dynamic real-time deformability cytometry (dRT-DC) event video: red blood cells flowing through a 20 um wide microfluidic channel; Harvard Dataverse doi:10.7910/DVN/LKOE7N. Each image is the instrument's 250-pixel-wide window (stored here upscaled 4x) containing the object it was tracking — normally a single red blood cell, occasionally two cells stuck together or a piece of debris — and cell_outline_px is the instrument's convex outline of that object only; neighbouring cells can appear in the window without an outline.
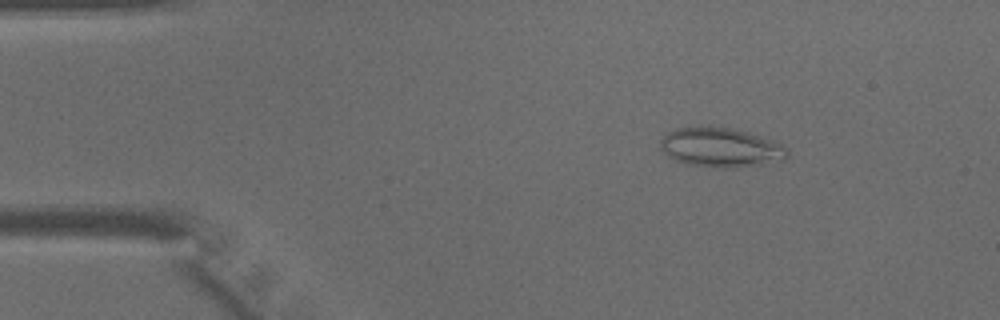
{"species": "common noctule bat (a hibernating species)", "species_latin": "Nyctalus noctula", "temperature_condition": "warm", "stored_images_in_passage": 44, "camera_frame_rate_fps": 3000, "um_per_image_px": 0.085, "animal": {"sex": "male", "body_mass_g": 15.6}, "frame": {"image": 1, "passage_image": 6, "time_ms": 1.667, "image_size_px": [1000, 320], "cell_outline_px": [[788, 156], [784, 160], [736, 168], [720, 168], [688, 164], [676, 160], [668, 156], [660, 148], [660, 140], [668, 132], [676, 128], [696, 124], [708, 124], [732, 128], [748, 132], [784, 144], [788, 148]], "centroid_in_image_um": [61.25, 12.5], "position_along_channel_um": 23.7, "area_um2": 29.88}}
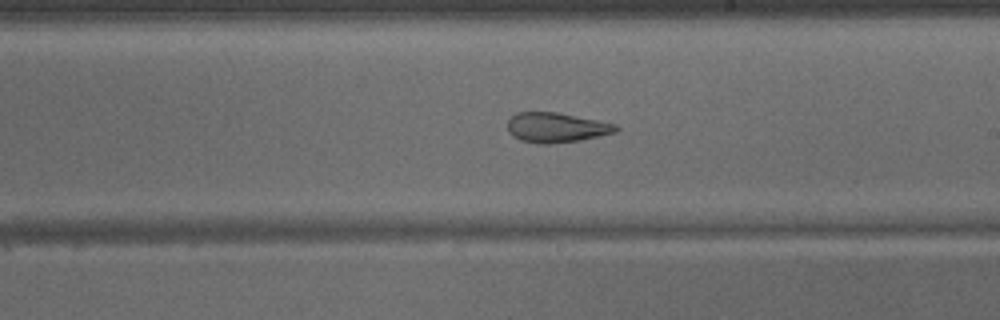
{"frame": {"image": 2, "passage_image": 25, "time_ms": 8.0, "image_size_px": [1000, 320], "cell_outline_px": [[620, 128], [616, 132], [580, 140], [552, 144], [540, 144], [524, 140], [512, 136], [508, 132], [508, 120], [516, 112], [556, 112], [616, 124]], "centroid_in_image_um": [47.28, 10.84], "position_along_channel_um": 241.7, "area_um2": 18.73}}
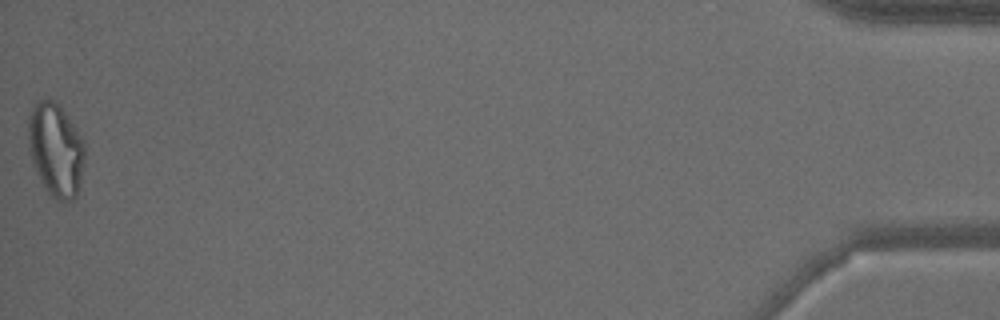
{"frame": {"image": 3, "passage_image": 44, "time_ms": 14.333, "image_size_px": [1000, 320], "cell_outline_px": [[84, 160], [80, 180], [76, 196], [72, 200], [56, 200], [44, 188], [32, 164], [28, 148], [28, 116], [36, 100], [52, 100], [60, 104], [84, 140]], "centroid_in_image_um": [4.71, 12.7], "position_along_channel_um": 430.5, "area_um2": 30.92}}